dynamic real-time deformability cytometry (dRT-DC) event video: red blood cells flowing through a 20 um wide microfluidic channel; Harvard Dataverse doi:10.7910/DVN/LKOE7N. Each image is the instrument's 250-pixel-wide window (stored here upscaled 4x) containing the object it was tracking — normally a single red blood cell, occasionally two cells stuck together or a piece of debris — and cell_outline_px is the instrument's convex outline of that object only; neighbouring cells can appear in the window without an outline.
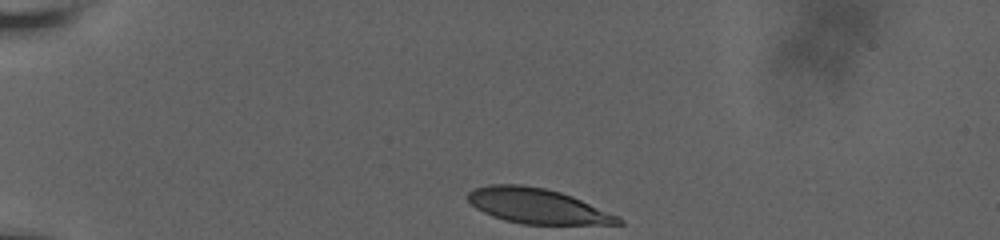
{"species": "human", "species_latin": "Homo sapiens", "temperature_condition": "room temperature", "stored_images_in_passage": 37, "camera_frame_rate_fps": 3000, "um_per_image_px": 0.085, "donor": {"sex": "male"}, "frame": {"image": 1, "passage_image": 1, "time_ms": 0.0, "image_size_px": [1000, 240], "cell_outline_px": [[624, 224], [520, 224], [504, 220], [492, 216], [476, 208], [468, 200], [468, 192], [472, 188], [488, 184], [520, 184], [544, 188], [560, 192], [572, 196], [620, 216], [624, 220]], "centroid_in_image_um": [45.67, 17.51], "position_along_channel_um": 39.3, "area_um2": 30.87}}
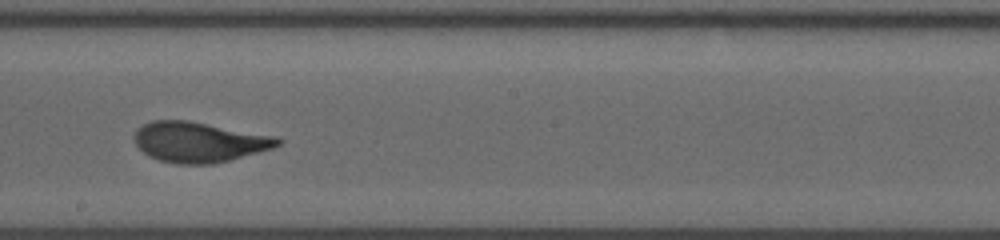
{"frame": {"image": 2, "passage_image": 22, "time_ms": 7.0, "image_size_px": [1000, 240], "cell_outline_px": [[284, 140], [280, 144], [272, 148], [228, 160], [212, 164], [176, 164], [160, 160], [148, 156], [136, 144], [132, 136], [136, 128], [152, 120], [184, 120], [280, 136]], "centroid_in_image_um": [16.92, 12.06], "position_along_channel_um": 231.3, "area_um2": 33.7}}
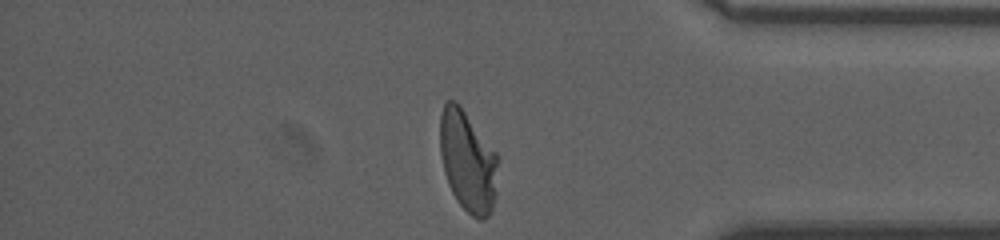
{"frame": {"image": 3, "passage_image": 37, "time_ms": 12.0, "image_size_px": [1000, 240], "cell_outline_px": [[500, 160], [496, 196], [492, 212], [484, 220], [480, 220], [472, 216], [456, 200], [448, 184], [444, 172], [440, 152], [440, 112], [444, 104], [448, 100], [456, 100], [460, 104], [500, 156]], "centroid_in_image_um": [39.8, 13.7], "position_along_channel_um": 395.4, "area_um2": 35.08}, "authors_computed_cell_mechanics": {"area_um2": 33.5818, "velocity_mm_per_s": 3.6127, "shape_relaxation_time_tau1_ms": 4.5874, "shape_relaxation_time_tau2_ms": 0.7428, "deformation_change_tau1": 0.192, "deformation_change_tau2": 0.0674}}